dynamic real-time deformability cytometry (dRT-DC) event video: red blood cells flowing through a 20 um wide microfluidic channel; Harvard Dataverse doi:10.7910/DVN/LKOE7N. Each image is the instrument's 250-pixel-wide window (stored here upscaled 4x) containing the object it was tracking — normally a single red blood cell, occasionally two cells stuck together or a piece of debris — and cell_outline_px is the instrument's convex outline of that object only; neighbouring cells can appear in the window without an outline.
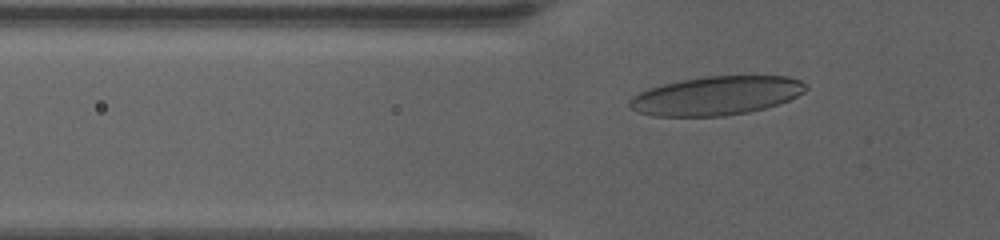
{"species": "human", "species_latin": "Homo sapiens", "temperature_condition": "warm", "stored_images_in_passage": 40, "camera_frame_rate_fps": 3000, "um_per_image_px": 0.085, "donor": {"sex": "female"}, "frame": {"image": 1, "passage_image": 7, "time_ms": 2.0, "image_size_px": [1000, 240], "cell_outline_px": [[808, 88], [804, 92], [788, 100], [764, 108], [748, 112], [724, 116], [652, 116], [640, 112], [632, 108], [628, 104], [628, 100], [632, 96], [648, 88], [680, 80], [704, 76], [788, 76], [800, 80], [808, 84]], "centroid_in_image_um": [60.89, 8.13], "position_along_channel_um": 64.9, "area_um2": 39.82}}
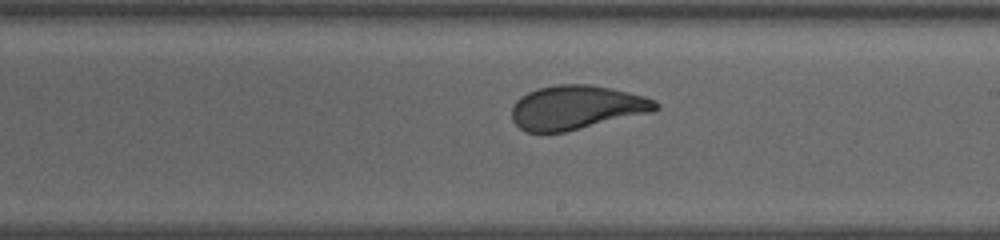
{"frame": {"image": 2, "passage_image": 23, "time_ms": 7.333, "image_size_px": [1000, 240], "cell_outline_px": [[660, 108], [652, 112], [564, 132], [524, 132], [512, 120], [512, 108], [516, 100], [520, 96], [528, 92], [540, 88], [556, 84], [592, 84], [612, 88], [644, 96], [656, 100], [660, 104]], "centroid_in_image_um": [49.01, 9.13], "position_along_channel_um": 240.0, "area_um2": 36.99}}
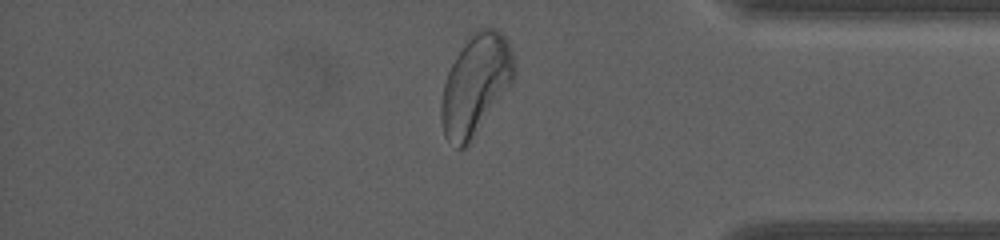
{"frame": {"image": 3, "passage_image": 38, "time_ms": 12.333, "image_size_px": [1000, 240], "cell_outline_px": [[516, 72], [512, 80], [468, 148], [456, 148], [444, 136], [440, 120], [440, 104], [444, 84], [448, 72], [456, 56], [476, 28], [496, 28], [508, 40], [512, 52]], "centroid_in_image_um": [40.41, 7.23], "position_along_channel_um": 394.8, "area_um2": 42.43}, "authors_computed_cell_mechanics": {"area_um2": 37.4544, "velocity_mm_per_s": 3.418, "shape_relaxation_time_tau1_ms": 4.1187, "shape_relaxation_time_tau2_ms": null, "deformation_change_tau1": 0.1648, "deformation_change_tau2": null}}